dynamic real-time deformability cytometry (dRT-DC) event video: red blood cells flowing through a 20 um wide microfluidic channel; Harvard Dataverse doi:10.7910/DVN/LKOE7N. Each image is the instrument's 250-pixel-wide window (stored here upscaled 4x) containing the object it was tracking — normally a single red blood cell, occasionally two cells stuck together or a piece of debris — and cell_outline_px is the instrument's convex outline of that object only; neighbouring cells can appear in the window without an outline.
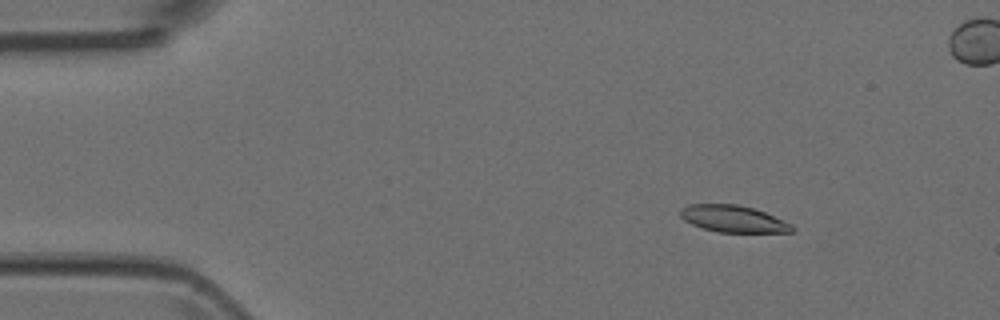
{"species": "Egyptian fruit bat (a non-hibernating species)", "species_latin": "Rousettus aegyptiacus", "temperature_condition": "room temperature", "stored_images_in_passage": 6, "camera_frame_rate_fps": 3000, "um_per_image_px": 0.085, "animal": {"sex": "female"}, "frame": {"image": 1, "passage_image": 2, "time_ms": 0.333, "image_size_px": [1000, 320], "cell_outline_px": [[796, 232], [716, 232], [692, 224], [684, 220], [680, 216], [680, 208], [688, 204], [736, 204], [756, 208], [792, 224], [796, 228]], "centroid_in_image_um": [62.35, 18.59], "position_along_channel_um": 22.7, "area_um2": 17.63}}